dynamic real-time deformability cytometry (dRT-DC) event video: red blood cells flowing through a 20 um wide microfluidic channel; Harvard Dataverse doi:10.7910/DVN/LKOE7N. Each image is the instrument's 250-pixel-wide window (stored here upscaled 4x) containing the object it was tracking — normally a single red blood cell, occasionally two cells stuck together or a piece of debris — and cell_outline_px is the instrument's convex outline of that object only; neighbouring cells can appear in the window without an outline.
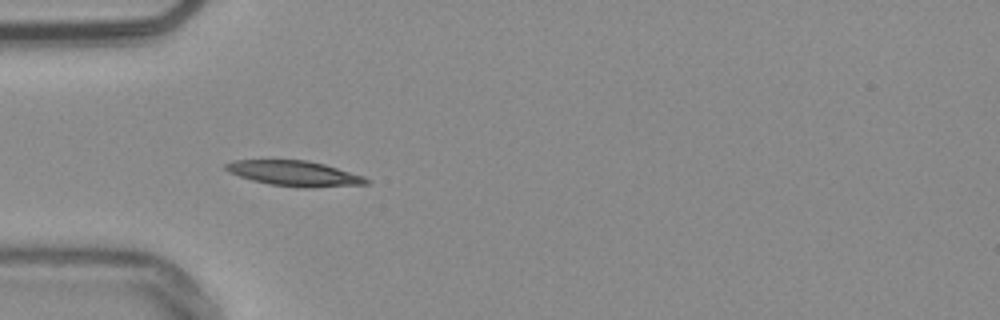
{"species": "common noctule bat (a hibernating species)", "species_latin": "Nyctalus noctula", "temperature_condition": "warm", "stored_images_in_passage": 38, "camera_frame_rate_fps": 3000, "um_per_image_px": 0.085, "animal": {"sex": "male", "body_mass_g": 20.4}, "frame": {"image": 1, "passage_image": 1, "time_ms": 0.0, "image_size_px": [1000, 320], "cell_outline_px": [[372, 180], [368, 184], [312, 188], [304, 188], [268, 184], [252, 180], [228, 172], [224, 168], [224, 164], [232, 160], [308, 160], [324, 164], [364, 176]], "centroid_in_image_um": [25.04, 14.74], "position_along_channel_um": 60.0, "area_um2": 20.87}}
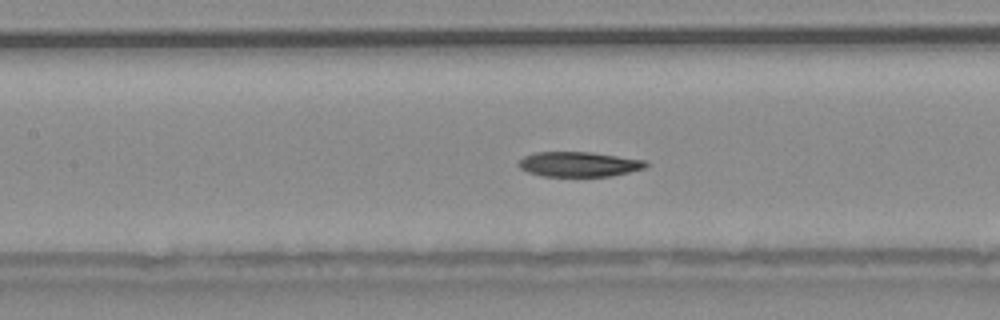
{"frame": {"image": 2, "passage_image": 9, "time_ms": 2.667, "image_size_px": [1000, 320], "cell_outline_px": [[648, 164], [644, 168], [612, 176], [544, 176], [528, 172], [520, 168], [516, 164], [524, 156], [536, 152], [592, 152], [648, 160]], "centroid_in_image_um": [49.22, 13.95], "position_along_channel_um": 158.2, "area_um2": 18.55}}
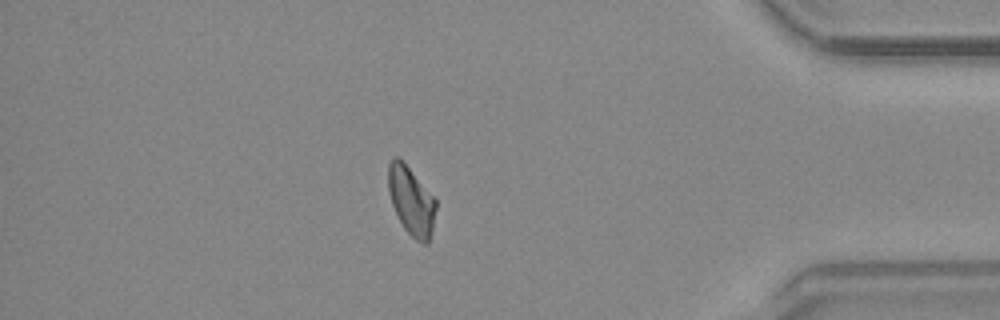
{"frame": {"image": 3, "passage_image": 31, "time_ms": 10.0, "image_size_px": [1000, 320], "cell_outline_px": [[436, 208], [432, 232], [428, 244], [424, 244], [416, 240], [404, 228], [392, 204], [388, 192], [388, 164], [392, 156], [400, 156], [436, 200]], "centroid_in_image_um": [34.94, 17.03], "position_along_channel_um": 400.3, "area_um2": 19.07}}